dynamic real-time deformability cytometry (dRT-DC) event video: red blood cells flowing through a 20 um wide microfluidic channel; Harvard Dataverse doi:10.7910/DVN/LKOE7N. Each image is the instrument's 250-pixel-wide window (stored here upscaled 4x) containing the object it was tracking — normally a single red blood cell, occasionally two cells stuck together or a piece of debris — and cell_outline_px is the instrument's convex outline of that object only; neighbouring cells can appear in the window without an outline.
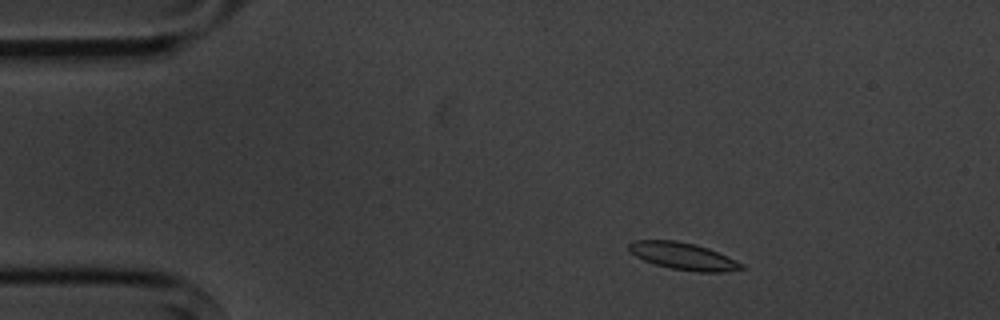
{"species": "common noctule bat (a hibernating species)", "species_latin": "Nyctalus noctula", "temperature_condition": "cold", "stored_images_in_passage": 4, "camera_frame_rate_fps": 3000, "um_per_image_px": 0.085, "animal": {"sex": "male", "body_mass_g": 20.1, "forearm_length_mm": 53.5}, "frame": {"image": 1, "passage_image": 2, "time_ms": 1.0, "image_size_px": [1000, 320], "cell_outline_px": [[748, 268], [724, 272], [696, 272], [672, 268], [656, 264], [644, 260], [628, 252], [628, 244], [632, 240], [676, 240], [696, 244], [708, 248], [736, 260], [744, 264]], "centroid_in_image_um": [58.08, 21.77], "position_along_channel_um": 26.9, "area_um2": 17.92}}